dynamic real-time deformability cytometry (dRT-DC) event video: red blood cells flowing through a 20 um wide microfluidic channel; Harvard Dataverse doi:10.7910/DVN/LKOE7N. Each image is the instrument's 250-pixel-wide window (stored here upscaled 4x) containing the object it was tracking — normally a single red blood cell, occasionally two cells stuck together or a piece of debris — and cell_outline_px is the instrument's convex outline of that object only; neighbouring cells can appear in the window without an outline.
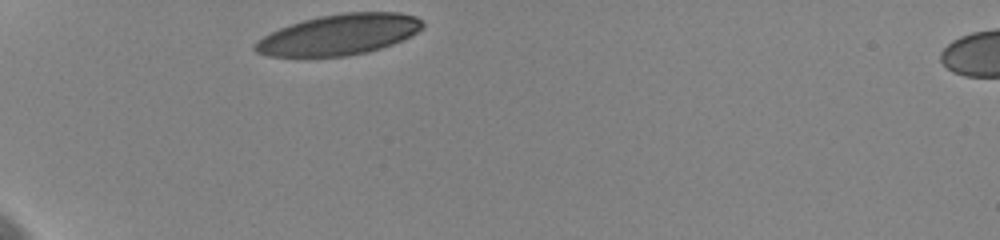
{"species": "human", "species_latin": "Homo sapiens", "temperature_condition": "cold", "stored_images_in_passage": 8, "camera_frame_rate_fps": 3000, "um_per_image_px": 0.085, "donor": {"sex": "female"}, "frame": {"image": 1, "passage_image": 1, "time_ms": 0.0, "image_size_px": [1000, 240], "cell_outline_px": [[424, 28], [392, 44], [368, 52], [348, 56], [268, 56], [256, 52], [252, 48], [252, 44], [256, 40], [280, 28], [304, 20], [320, 16], [344, 12], [400, 12], [416, 16], [424, 20]], "centroid_in_image_um": [28.83, 2.94], "position_along_channel_um": 56.2, "area_um2": 39.65}}